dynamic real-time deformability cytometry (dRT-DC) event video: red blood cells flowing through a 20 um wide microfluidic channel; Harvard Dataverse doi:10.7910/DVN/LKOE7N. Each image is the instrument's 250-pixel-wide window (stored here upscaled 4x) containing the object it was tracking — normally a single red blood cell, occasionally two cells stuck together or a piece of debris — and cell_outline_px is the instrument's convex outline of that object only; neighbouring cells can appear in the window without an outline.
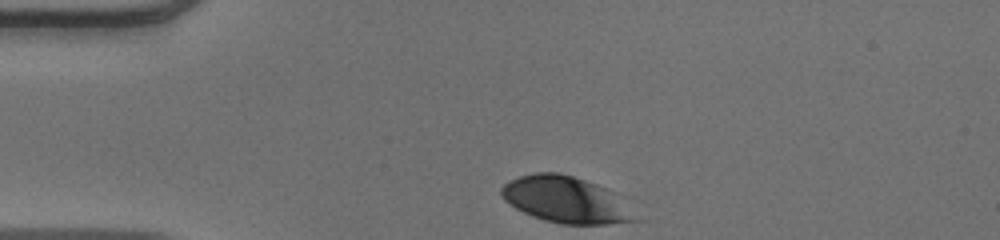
{"species": "human", "species_latin": "Homo sapiens", "temperature_condition": "warm", "stored_images_in_passage": 32, "camera_frame_rate_fps": 3000, "um_per_image_px": 0.085, "donor": {"sex": "male"}, "frame": {"image": 1, "passage_image": 1, "time_ms": 0.0, "image_size_px": [1000, 240], "cell_outline_px": [[644, 220], [608, 224], [560, 224], [544, 220], [532, 216], [516, 208], [504, 200], [500, 192], [500, 188], [504, 184], [520, 176], [536, 172], [560, 172], [608, 188], [616, 192]], "centroid_in_image_um": [48.18, 16.99], "position_along_channel_um": 36.8, "area_um2": 36.65}}
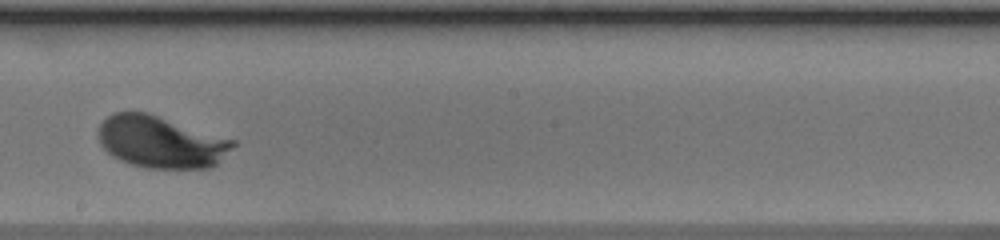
{"frame": {"image": 2, "passage_image": 19, "time_ms": 6.0, "image_size_px": [1000, 240], "cell_outline_px": [[236, 144], [216, 164], [208, 168], [148, 168], [132, 164], [120, 160], [112, 156], [100, 144], [96, 132], [100, 124], [112, 112], [148, 112], [236, 140]], "centroid_in_image_um": [13.65, 12.05], "position_along_channel_um": 234.5, "area_um2": 40.86}}
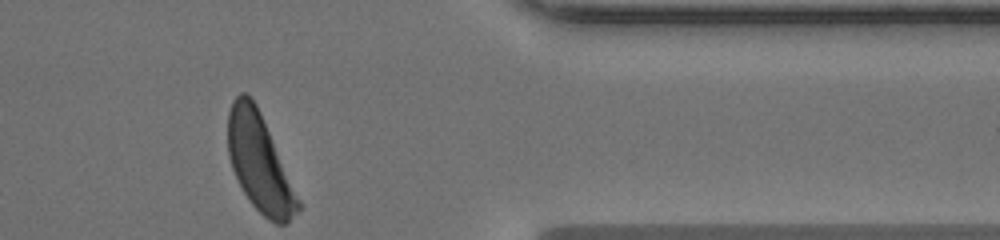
{"frame": {"image": 3, "passage_image": 32, "time_ms": 10.333, "image_size_px": [1000, 240], "cell_outline_px": [[304, 204], [284, 224], [276, 224], [268, 220], [252, 204], [244, 192], [232, 168], [228, 156], [228, 112], [232, 100], [240, 92], [244, 92], [256, 104], [260, 112]], "centroid_in_image_um": [22.09, 13.85], "position_along_channel_um": 389.3, "area_um2": 39.82}, "authors_computed_cell_mechanics": {"area_um2": 40.2866, "velocity_mm_per_s": 3.989, "shape_relaxation_time_tau1_ms": 1.7718, "shape_relaxation_time_tau2_ms": null, "deformation_change_tau1": 0.1527, "deformation_change_tau2": null}}